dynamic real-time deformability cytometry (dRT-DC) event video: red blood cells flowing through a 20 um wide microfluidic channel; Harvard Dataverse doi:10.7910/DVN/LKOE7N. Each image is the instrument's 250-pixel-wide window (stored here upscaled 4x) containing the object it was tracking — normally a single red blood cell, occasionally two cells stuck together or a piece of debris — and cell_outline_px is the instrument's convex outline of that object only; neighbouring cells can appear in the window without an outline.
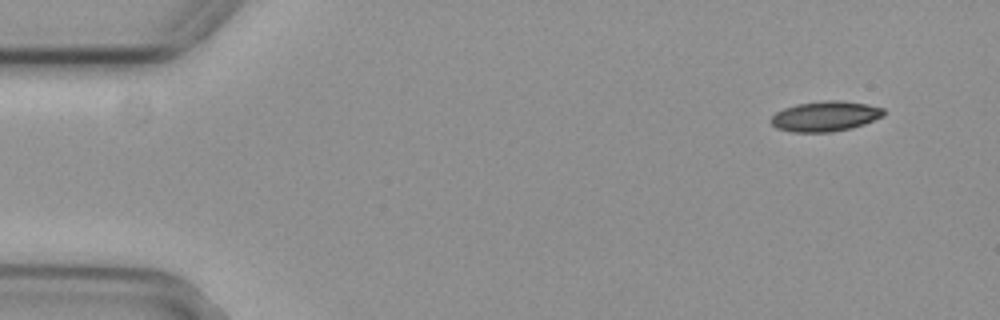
{"species": "common noctule bat (a hibernating species)", "species_latin": "Nyctalus noctula", "temperature_condition": "cold", "stored_images_in_passage": 51, "camera_frame_rate_fps": 3000, "um_per_image_px": 0.085, "animal": {"sex": "female", "body_mass_g": 29.2, "forearm_length_mm": 56.3}, "frame": {"image": 1, "passage_image": 1, "time_ms": 0.0, "image_size_px": [1000, 320], "cell_outline_px": [[884, 116], [864, 124], [852, 128], [832, 132], [792, 132], [776, 128], [768, 120], [776, 112], [784, 108], [796, 104], [824, 100], [836, 100], [868, 104], [884, 108]], "centroid_in_image_um": [70.14, 9.88], "position_along_channel_um": 14.9, "area_um2": 20.0}}
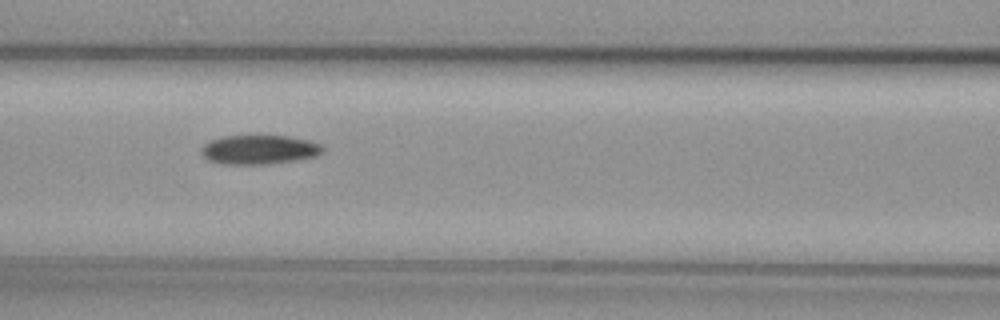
{"frame": {"image": 2, "passage_image": 20, "time_ms": 6.333, "image_size_px": [1000, 320], "cell_outline_px": [[324, 152], [316, 156], [296, 160], [268, 164], [220, 164], [208, 160], [200, 152], [200, 148], [208, 140], [224, 136], [288, 136], [308, 140], [320, 144], [324, 148]], "centroid_in_image_um": [22.01, 12.72], "position_along_channel_um": 144.6, "area_um2": 20.81}}
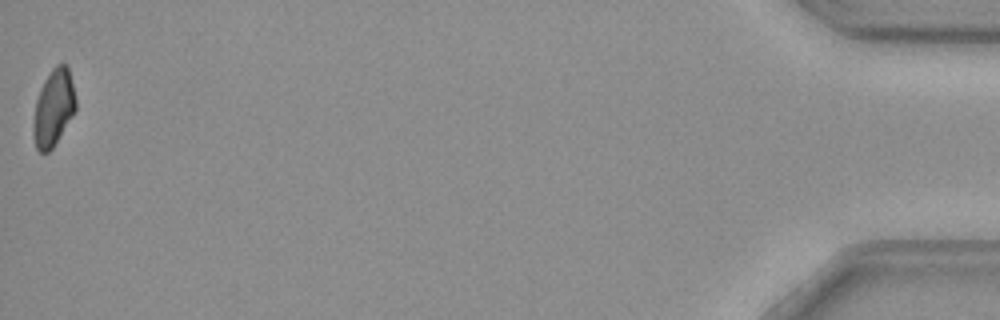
{"frame": {"image": 3, "passage_image": 51, "time_ms": 16.667, "image_size_px": [1000, 320], "cell_outline_px": [[76, 108], [72, 116], [52, 148], [48, 152], [40, 152], [36, 148], [32, 132], [32, 128], [36, 100], [40, 88], [44, 80], [52, 68], [56, 64], [64, 64], [68, 68], [76, 100]], "centroid_in_image_um": [4.52, 9.17], "position_along_channel_um": 430.7, "area_um2": 18.73}, "authors_computed_cell_mechanics": {"area_um2": 20.5768, "velocity_mm_per_s": 3.788, "shape_relaxation_time_tau1_ms": 6.7016, "shape_relaxation_time_tau2_ms": null, "deformation_change_tau1": 0.1223, "deformation_change_tau2": null}}